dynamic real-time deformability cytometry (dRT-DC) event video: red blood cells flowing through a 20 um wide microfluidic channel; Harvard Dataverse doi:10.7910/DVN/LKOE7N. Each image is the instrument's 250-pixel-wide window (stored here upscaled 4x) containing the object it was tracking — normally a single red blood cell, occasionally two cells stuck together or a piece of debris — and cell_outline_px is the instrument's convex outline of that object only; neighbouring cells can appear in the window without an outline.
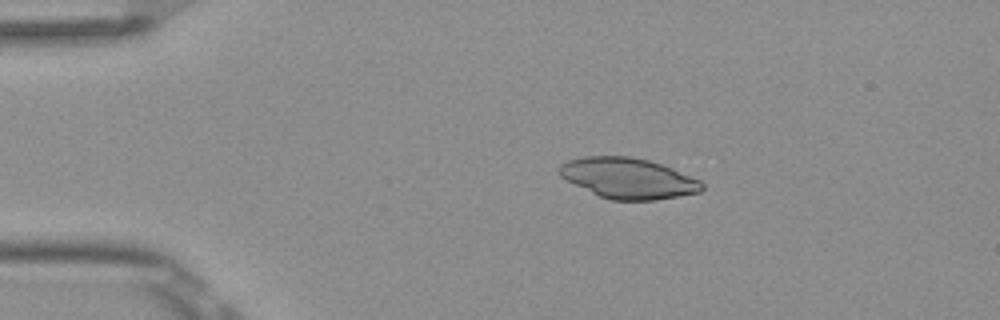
{"species": "Egyptian fruit bat (a non-hibernating species)", "species_latin": "Rousettus aegyptiacus", "temperature_condition": "room temperature", "stored_images_in_passage": 6, "camera_frame_rate_fps": 3000, "um_per_image_px": 0.085, "frame": {"image": 1, "passage_image": 3, "time_ms": 0.667, "image_size_px": [1000, 320], "cell_outline_px": [[704, 188], [700, 192], [656, 200], [608, 200], [560, 176], [560, 164], [568, 160], [584, 156], [628, 156], [648, 160], [672, 168], [700, 180], [704, 184]], "centroid_in_image_um": [53.42, 15.15], "position_along_channel_um": 31.6, "area_um2": 33.41}}